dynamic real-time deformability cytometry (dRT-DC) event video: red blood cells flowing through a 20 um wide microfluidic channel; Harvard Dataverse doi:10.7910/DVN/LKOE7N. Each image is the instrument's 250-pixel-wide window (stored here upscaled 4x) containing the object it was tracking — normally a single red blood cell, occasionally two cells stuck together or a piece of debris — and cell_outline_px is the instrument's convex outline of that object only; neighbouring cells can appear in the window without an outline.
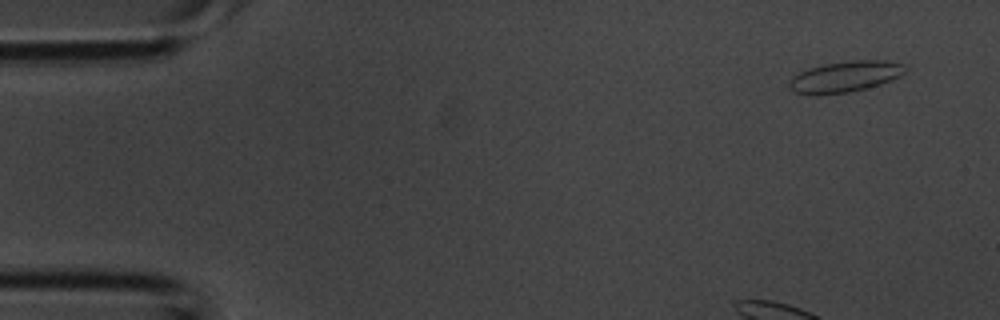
{"species": "common noctule bat (a hibernating species)", "species_latin": "Nyctalus noctula", "temperature_condition": "room temperature", "stored_images_in_passage": 4, "camera_frame_rate_fps": 3000, "um_per_image_px": 0.085, "animal": {"sex": "male", "body_mass_g": 20.1, "forearm_length_mm": 53.5}, "frame": {"image": 1, "passage_image": 1, "time_ms": 0.0, "image_size_px": [1000, 320], "cell_outline_px": [[904, 72], [900, 76], [892, 80], [880, 84], [848, 92], [816, 96], [796, 92], [788, 88], [788, 84], [800, 72], [808, 68], [824, 64], [856, 60], [884, 60], [904, 64]], "centroid_in_image_um": [71.82, 6.52], "position_along_channel_um": 13.2, "area_um2": 20.75}}
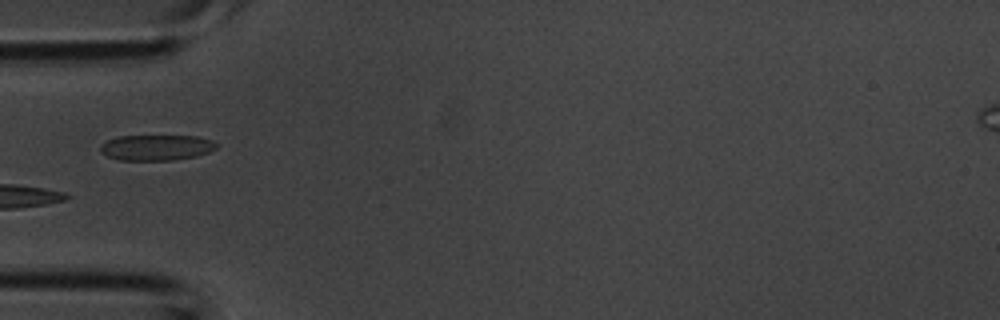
{"frame": {"image": 2, "passage_image": 4, "time_ms": 1.0, "image_size_px": [1000, 320], "cell_outline_px": [[216, 148], [208, 152], [196, 156], [172, 160], [120, 160], [108, 156], [100, 152], [100, 144], [108, 140], [120, 136], [200, 136], [212, 140], [216, 144]], "centroid_in_image_um": [13.28, 12.54], "position_along_channel_um": 71.7, "area_um2": 17.28}}